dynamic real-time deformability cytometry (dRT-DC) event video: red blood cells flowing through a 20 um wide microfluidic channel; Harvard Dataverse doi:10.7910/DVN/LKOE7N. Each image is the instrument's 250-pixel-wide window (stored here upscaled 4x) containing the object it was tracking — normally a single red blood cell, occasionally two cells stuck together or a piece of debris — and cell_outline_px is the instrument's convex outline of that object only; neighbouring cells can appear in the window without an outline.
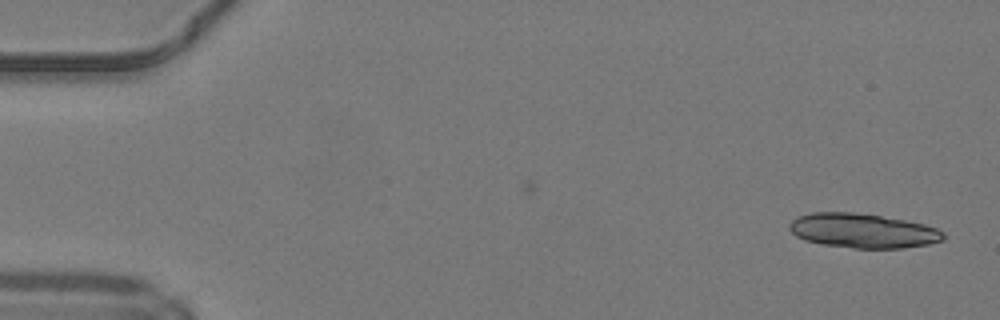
{"species": "common noctule bat (a hibernating species)", "species_latin": "Nyctalus noctula", "temperature_condition": "warm", "stored_images_in_passage": 39, "camera_frame_rate_fps": 3000, "um_per_image_px": 0.085, "animal": {"sex": "male", "body_mass_g": 19.2, "forearm_length_mm": 51.8}, "frame": {"image": 1, "passage_image": 1, "time_ms": 0.0, "image_size_px": [1000, 320], "cell_outline_px": [[944, 240], [928, 244], [904, 248], [852, 248], [824, 244], [804, 240], [796, 236], [788, 228], [788, 224], [796, 216], [812, 212], [852, 212], [880, 216], [904, 220], [924, 224], [936, 228], [944, 232]], "centroid_in_image_um": [73.31, 19.61], "position_along_channel_um": 11.7, "area_um2": 30.92}}
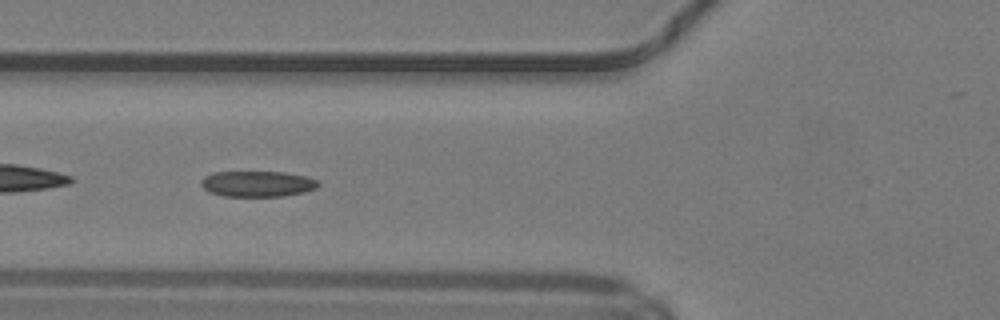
{"frame": {"image": 2, "passage_image": 18, "time_ms": 5.667, "image_size_px": [1000, 320], "cell_outline_px": [[320, 184], [316, 188], [304, 192], [280, 196], [224, 196], [208, 192], [200, 184], [200, 180], [204, 176], [212, 172], [284, 172], [304, 176], [316, 180]], "centroid_in_image_um": [21.83, 15.62], "position_along_channel_um": 104.0, "area_um2": 17.57}}
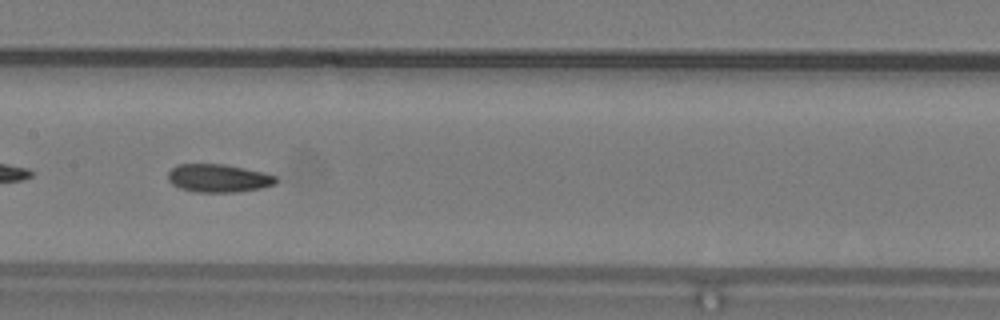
{"frame": {"image": 3, "passage_image": 24, "time_ms": 7.667, "image_size_px": [1000, 320], "cell_outline_px": [[276, 184], [260, 188], [236, 192], [196, 192], [180, 188], [172, 184], [168, 180], [168, 172], [176, 164], [224, 164], [264, 172], [276, 176]], "centroid_in_image_um": [18.55, 15.14], "position_along_channel_um": 188.8, "area_um2": 17.69}, "authors_computed_cell_mechanics": {"area_um2": 18.0336, "velocity_mm_per_s": 4.2225, "shape_relaxation_time_tau1_ms": 9.0312, "shape_relaxation_time_tau2_ms": 2.5457, "deformation_change_tau1": 0.1823, "deformation_change_tau2": 0.0896}}